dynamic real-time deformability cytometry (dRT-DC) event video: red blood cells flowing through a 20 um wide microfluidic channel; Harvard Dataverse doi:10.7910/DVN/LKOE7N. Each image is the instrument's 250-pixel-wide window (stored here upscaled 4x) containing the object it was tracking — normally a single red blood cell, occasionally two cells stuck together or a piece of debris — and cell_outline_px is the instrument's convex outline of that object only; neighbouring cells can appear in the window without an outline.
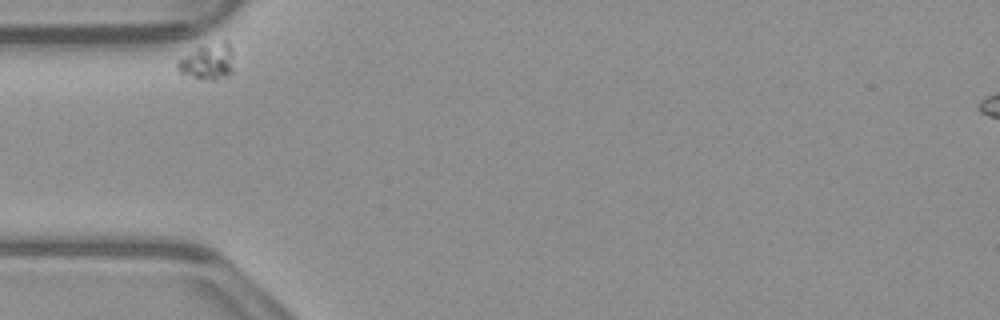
{"species": "common noctule bat (a hibernating species)", "species_latin": "Nyctalus noctula", "temperature_condition": "warm", "stored_images_in_passage": 32, "camera_frame_rate_fps": 3000, "um_per_image_px": 0.085, "animal": {"sex": "male", "body_mass_g": 23.1, "forearm_length_mm": 52.7}, "frame": {"image": 1, "passage_image": 1, "time_ms": 0.0, "image_size_px": [1000, 320], "cell_outline_px": [[232, 72], [224, 76], [196, 76], [180, 72], [176, 68], [176, 60], [200, 44], [224, 40], [228, 40], [232, 52]], "centroid_in_image_um": [17.63, 5.1], "position_along_channel_um": 67.4, "area_um2": 11.44}}
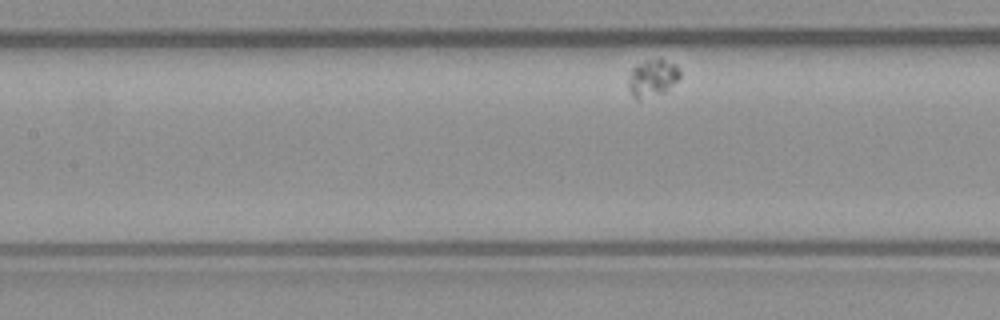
{"frame": {"image": 2, "passage_image": 10, "time_ms": 3.0, "image_size_px": [1000, 320], "cell_outline_px": [[680, 76], [664, 92], [636, 100], [632, 96], [628, 88], [628, 80], [632, 68], [636, 64], [648, 60], [660, 60], [676, 64], [680, 68]], "centroid_in_image_um": [55.42, 6.64], "position_along_channel_um": 152.0, "area_um2": 10.92}}